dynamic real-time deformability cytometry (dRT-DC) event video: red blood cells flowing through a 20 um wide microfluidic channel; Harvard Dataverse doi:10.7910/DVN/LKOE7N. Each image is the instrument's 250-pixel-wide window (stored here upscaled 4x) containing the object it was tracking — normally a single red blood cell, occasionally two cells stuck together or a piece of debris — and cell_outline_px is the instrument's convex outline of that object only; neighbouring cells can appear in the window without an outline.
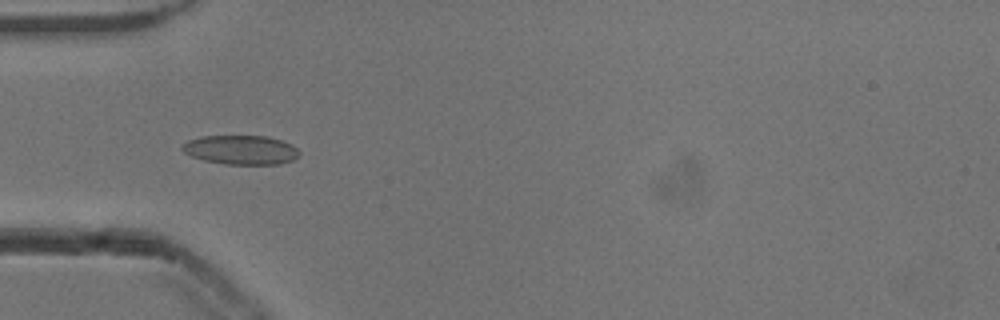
{"species": "common noctule bat (a hibernating species)", "species_latin": "Nyctalus noctula", "temperature_condition": "cold", "stored_images_in_passage": 52, "camera_frame_rate_fps": 3000, "um_per_image_px": 0.085, "animal": {"sex": "male", "body_mass_g": 13.3}, "frame": {"image": 1, "passage_image": 16, "time_ms": 5.0, "image_size_px": [1000, 320], "cell_outline_px": [[300, 156], [292, 160], [280, 164], [224, 164], [204, 160], [192, 156], [184, 152], [180, 148], [188, 140], [200, 136], [268, 136], [292, 144], [300, 152]], "centroid_in_image_um": [20.49, 12.74], "position_along_channel_um": 64.5, "area_um2": 19.94}}
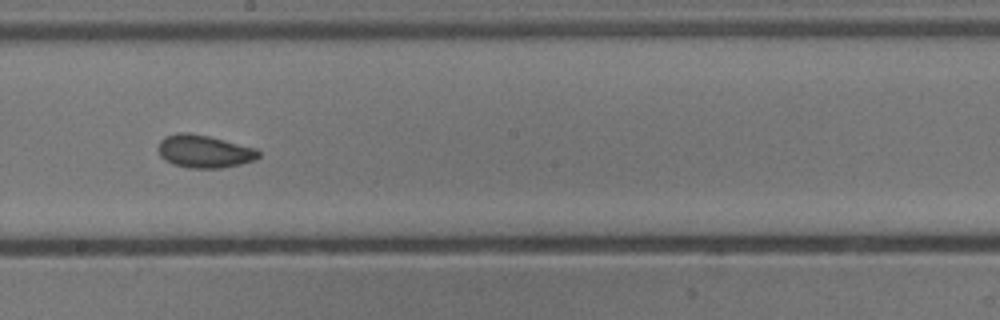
{"frame": {"image": 2, "passage_image": 29, "time_ms": 9.333, "image_size_px": [1000, 320], "cell_outline_px": [[260, 156], [256, 160], [240, 164], [220, 168], [188, 168], [172, 164], [164, 160], [160, 156], [156, 148], [160, 140], [164, 136], [176, 132], [188, 132], [208, 136], [256, 148], [260, 152]], "centroid_in_image_um": [17.31, 12.86], "position_along_channel_um": 230.9, "area_um2": 19.48}}
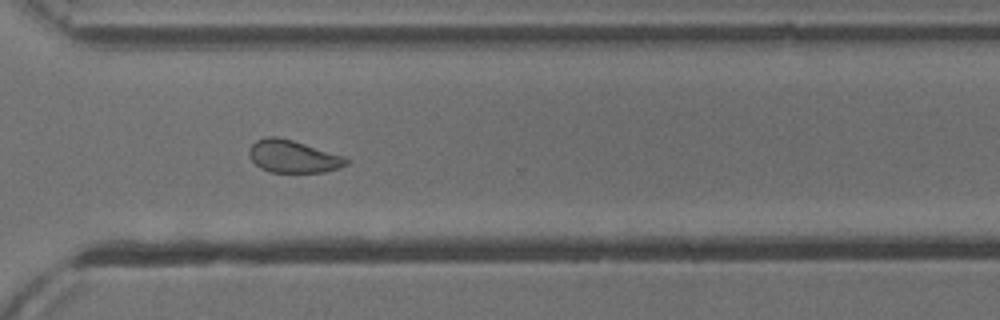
{"frame": {"image": 3, "passage_image": 38, "time_ms": 12.333, "image_size_px": [1000, 320], "cell_outline_px": [[348, 164], [340, 168], [324, 172], [268, 172], [260, 168], [252, 160], [248, 152], [248, 148], [256, 140], [268, 136], [276, 136], [292, 140], [344, 156], [348, 160]], "centroid_in_image_um": [24.89, 13.3], "position_along_channel_um": 345.7, "area_um2": 18.38}, "authors_computed_cell_mechanics": {"area_um2": 19.4497, "velocity_mm_per_s": 3.8472, "shape_relaxation_time_tau1_ms": 4.1838, "shape_relaxation_time_tau2_ms": 1.9412, "deformation_change_tau1": 0.0921, "deformation_change_tau2": 0.0522}}